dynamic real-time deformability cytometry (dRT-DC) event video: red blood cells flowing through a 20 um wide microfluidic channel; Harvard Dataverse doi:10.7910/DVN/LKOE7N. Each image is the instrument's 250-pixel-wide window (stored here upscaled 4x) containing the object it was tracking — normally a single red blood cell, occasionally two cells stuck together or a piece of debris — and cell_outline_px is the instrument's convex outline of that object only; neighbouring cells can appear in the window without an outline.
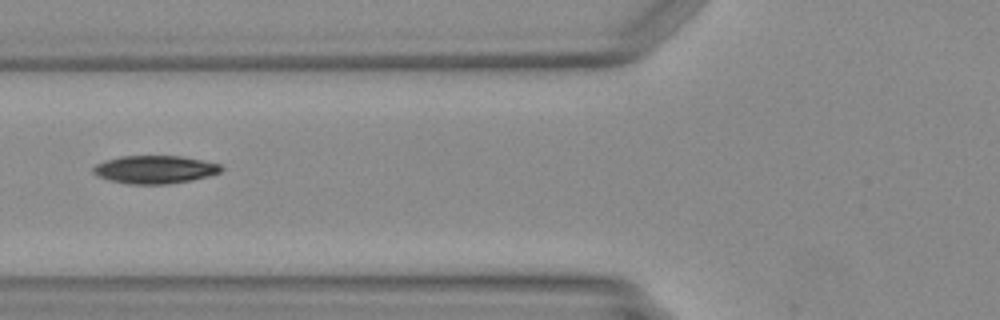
{"species": "Egyptian fruit bat (a non-hibernating species)", "species_latin": "Rousettus aegyptiacus", "temperature_condition": "warm", "stored_images_in_passage": 15, "camera_frame_rate_fps": 3000, "um_per_image_px": 0.085, "animal": {"sex": "female"}, "frame": {"image": 1, "passage_image": 5, "time_ms": 1.333, "image_size_px": [1000, 320], "cell_outline_px": [[224, 168], [220, 172], [208, 176], [192, 180], [168, 184], [128, 184], [112, 180], [100, 176], [92, 172], [92, 168], [96, 164], [104, 160], [120, 156], [180, 156], [220, 164]], "centroid_in_image_um": [13.16, 14.4], "position_along_channel_um": 112.6, "area_um2": 20.75}}